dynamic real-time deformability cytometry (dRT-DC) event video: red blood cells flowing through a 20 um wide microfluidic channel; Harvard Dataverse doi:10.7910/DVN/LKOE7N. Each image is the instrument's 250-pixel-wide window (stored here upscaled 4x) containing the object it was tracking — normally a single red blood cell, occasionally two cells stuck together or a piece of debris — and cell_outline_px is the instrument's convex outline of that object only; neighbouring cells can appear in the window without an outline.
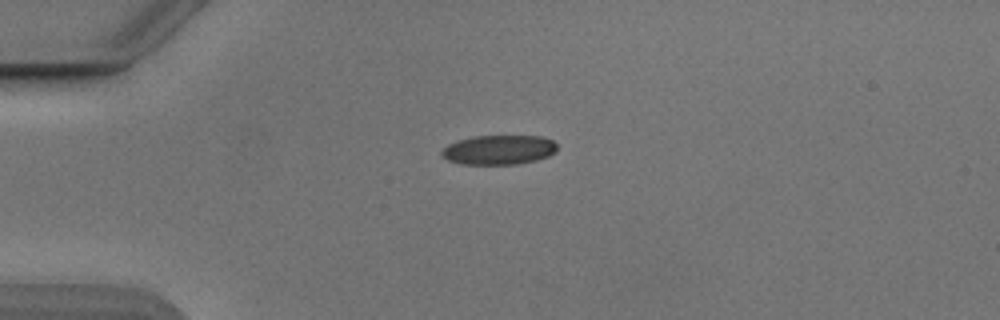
{"species": "Egyptian fruit bat (a non-hibernating species)", "species_latin": "Rousettus aegyptiacus", "temperature_condition": "cold", "stored_images_in_passage": 41, "camera_frame_rate_fps": 3000, "um_per_image_px": 0.085, "animal": {"sex": "male"}, "frame": {"image": 1, "passage_image": 1, "time_ms": 0.0, "image_size_px": [1000, 320], "cell_outline_px": [[556, 152], [548, 156], [536, 160], [516, 164], [460, 164], [448, 160], [440, 156], [440, 152], [448, 144], [456, 140], [472, 136], [544, 136], [552, 140], [556, 144]], "centroid_in_image_um": [42.37, 12.73], "position_along_channel_um": 42.6, "area_um2": 20.0}}
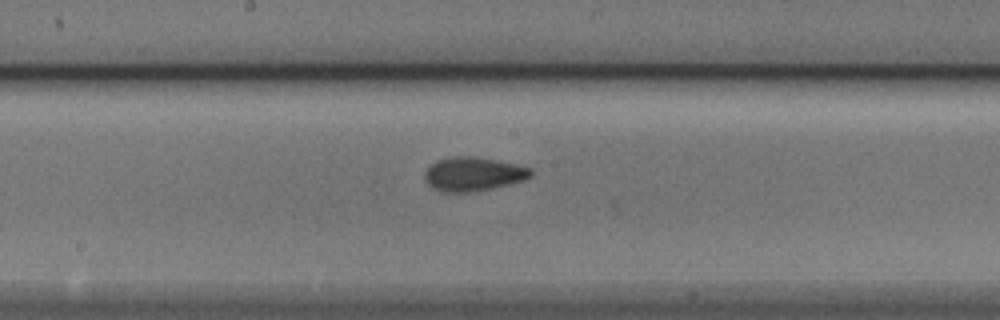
{"frame": {"image": 2, "passage_image": 16, "time_ms": 5.0, "image_size_px": [1000, 320], "cell_outline_px": [[532, 176], [524, 180], [512, 184], [468, 192], [440, 192], [432, 188], [424, 180], [424, 172], [436, 160], [452, 156], [472, 156], [496, 160], [516, 164], [532, 168]], "centroid_in_image_um": [40.21, 14.79], "position_along_channel_um": 208.0, "area_um2": 21.1}}
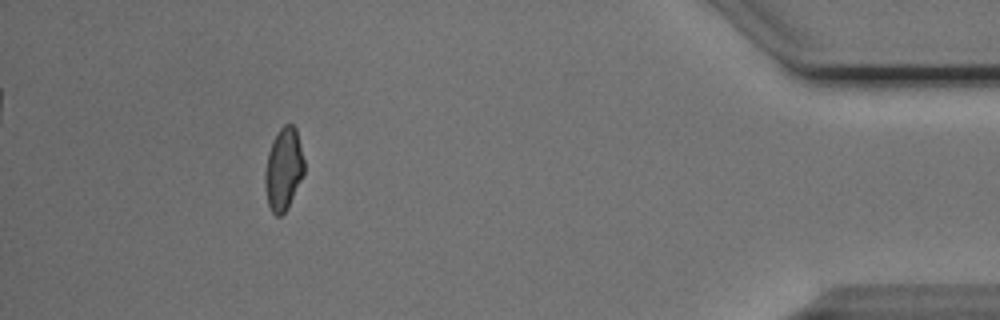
{"frame": {"image": 3, "passage_image": 36, "time_ms": 11.667, "image_size_px": [1000, 320], "cell_outline_px": [[304, 172], [288, 208], [280, 216], [276, 216], [272, 212], [268, 204], [264, 188], [264, 172], [268, 152], [272, 140], [276, 132], [284, 124], [292, 124], [296, 128], [304, 160]], "centroid_in_image_um": [24.08, 14.37], "position_along_channel_um": 411.1, "area_um2": 18.96}, "authors_computed_cell_mechanics": {"area_um2": 19.7676, "velocity_mm_per_s": 3.8838, "shape_relaxation_time_tau1_ms": 4.4103, "shape_relaxation_time_tau2_ms": 2.2313, "deformation_change_tau1": 0.1184, "deformation_change_tau2": 0.0671}}